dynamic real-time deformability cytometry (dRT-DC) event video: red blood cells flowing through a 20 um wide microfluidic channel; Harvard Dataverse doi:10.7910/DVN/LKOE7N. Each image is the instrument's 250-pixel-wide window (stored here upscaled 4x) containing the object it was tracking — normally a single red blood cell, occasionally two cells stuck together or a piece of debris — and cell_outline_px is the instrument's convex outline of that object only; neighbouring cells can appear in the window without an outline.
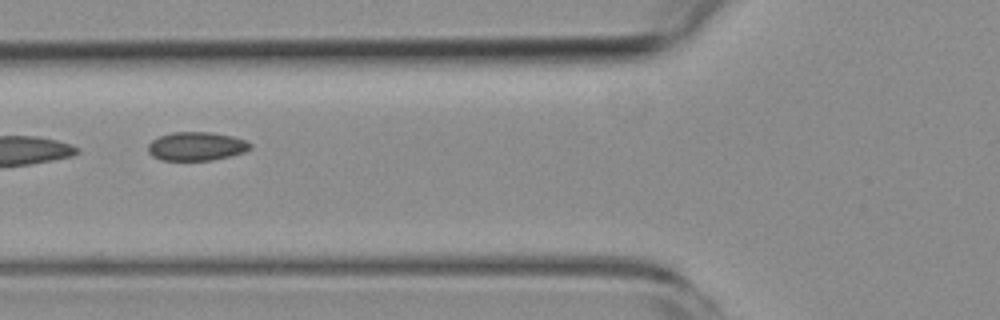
{"species": "common noctule bat (a hibernating species)", "species_latin": "Nyctalus noctula", "temperature_condition": "room temperature", "stored_images_in_passage": 9, "camera_frame_rate_fps": 3000, "um_per_image_px": 0.085, "animal": {"sex": "female", "body_mass_g": 19.3, "forearm_length_mm": 54.1}, "frame": {"image": 1, "passage_image": 6, "time_ms": 5.667, "image_size_px": [1000, 320], "cell_outline_px": [[252, 148], [244, 152], [212, 160], [160, 160], [152, 156], [148, 152], [148, 144], [152, 140], [160, 136], [172, 132], [212, 132], [232, 136], [248, 140], [252, 144]], "centroid_in_image_um": [16.71, 12.43], "position_along_channel_um": 109.1, "area_um2": 17.17}}
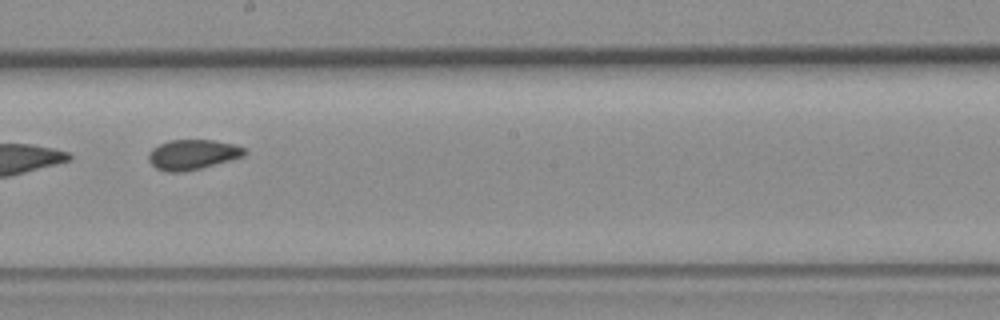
{"frame": {"image": 2, "passage_image": 9, "time_ms": 9.0, "image_size_px": [1000, 320], "cell_outline_px": [[248, 152], [244, 156], [200, 168], [184, 172], [168, 172], [156, 168], [148, 160], [148, 152], [152, 148], [168, 140], [212, 140], [236, 144], [244, 148]], "centroid_in_image_um": [16.36, 13.13], "position_along_channel_um": 231.8, "area_um2": 16.82}}